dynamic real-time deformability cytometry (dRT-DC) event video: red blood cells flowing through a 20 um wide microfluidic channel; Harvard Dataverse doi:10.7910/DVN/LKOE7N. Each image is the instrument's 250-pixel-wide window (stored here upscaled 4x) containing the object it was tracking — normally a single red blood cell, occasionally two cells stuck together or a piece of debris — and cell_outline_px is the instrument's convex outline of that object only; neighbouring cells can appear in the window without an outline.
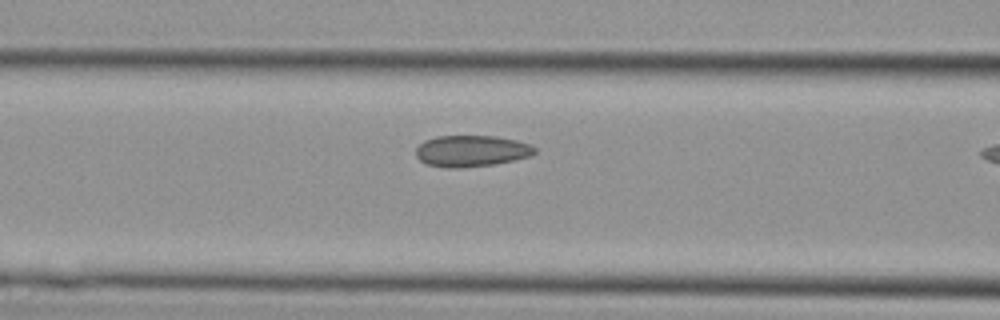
{"species": "Egyptian fruit bat (a non-hibernating species)", "species_latin": "Rousettus aegyptiacus", "temperature_condition": "cold", "stored_images_in_passage": 16, "camera_frame_rate_fps": 3000, "um_per_image_px": 0.085, "animal": {"sex": "female"}, "frame": {"image": 1, "passage_image": 12, "time_ms": 3.667, "image_size_px": [1000, 320], "cell_outline_px": [[536, 152], [532, 156], [516, 160], [496, 164], [460, 168], [448, 168], [424, 164], [416, 156], [416, 148], [424, 140], [436, 136], [496, 136], [516, 140], [532, 144], [536, 148]], "centroid_in_image_um": [40.09, 12.84], "position_along_channel_um": 126.5, "area_um2": 22.08}}
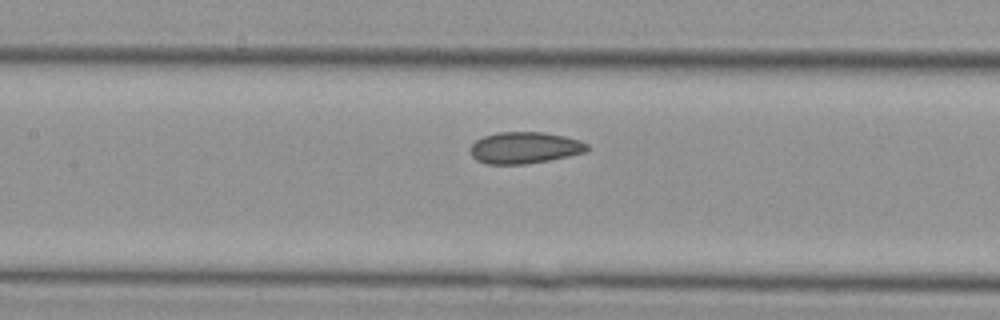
{"frame": {"image": 2, "passage_image": 14, "time_ms": 4.333, "image_size_px": [1000, 320], "cell_outline_px": [[588, 152], [548, 160], [524, 164], [488, 164], [476, 160], [472, 156], [472, 144], [476, 140], [484, 136], [496, 132], [544, 132], [564, 136], [580, 140], [588, 144]], "centroid_in_image_um": [44.62, 12.55], "position_along_channel_um": 162.8, "area_um2": 21.44}}